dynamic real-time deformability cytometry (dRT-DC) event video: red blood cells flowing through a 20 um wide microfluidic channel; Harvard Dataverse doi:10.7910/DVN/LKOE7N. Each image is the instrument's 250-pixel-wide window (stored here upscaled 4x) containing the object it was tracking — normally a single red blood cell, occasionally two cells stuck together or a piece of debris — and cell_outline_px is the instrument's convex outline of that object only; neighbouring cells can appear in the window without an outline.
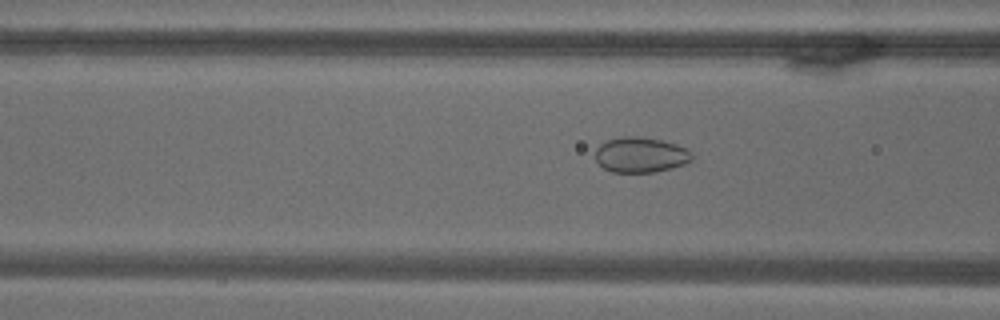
{"species": "common noctule bat (a hibernating species)", "species_latin": "Nyctalus noctula", "temperature_condition": "warm", "stored_images_in_passage": 55, "camera_frame_rate_fps": 3000, "um_per_image_px": 0.085, "animal": {"sex": "male", "body_mass_g": 18.8}, "frame": {"image": 1, "passage_image": 12, "time_ms": 3.667, "image_size_px": [1000, 320], "cell_outline_px": [[692, 160], [684, 164], [672, 168], [656, 172], [612, 172], [604, 168], [596, 160], [596, 148], [604, 140], [624, 136], [636, 136], [660, 140], [676, 144], [692, 152]], "centroid_in_image_um": [54.44, 13.16], "position_along_channel_um": 112.2, "area_um2": 19.88}}
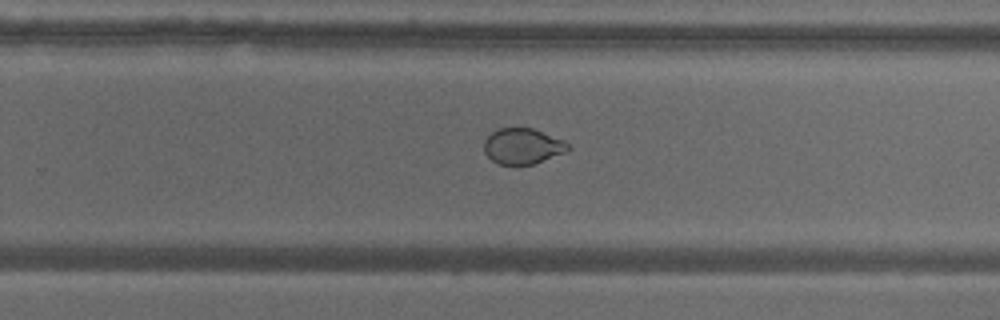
{"frame": {"image": 2, "passage_image": 30, "time_ms": 9.667, "image_size_px": [1000, 320], "cell_outline_px": [[572, 148], [564, 152], [532, 164], [496, 164], [484, 152], [484, 140], [492, 132], [500, 128], [532, 128], [564, 140]], "centroid_in_image_um": [44.4, 12.42], "position_along_channel_um": 285.4, "area_um2": 17.28}}
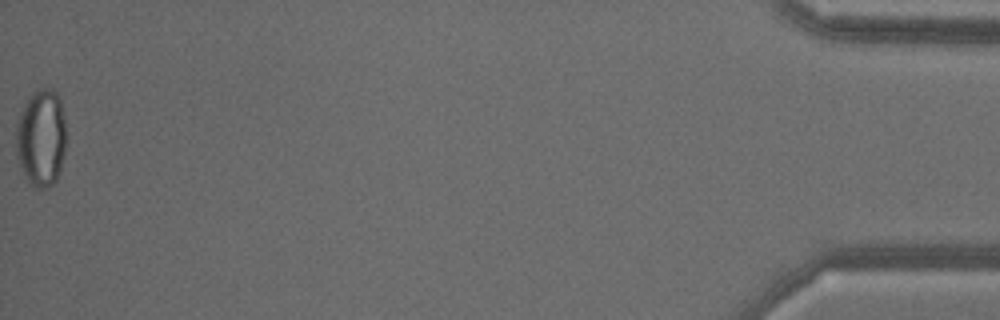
{"frame": {"image": 3, "passage_image": 55, "time_ms": 18.0, "image_size_px": [1000, 320], "cell_outline_px": [[64, 152], [60, 168], [56, 180], [48, 188], [36, 188], [28, 184], [16, 156], [16, 120], [28, 96], [32, 92], [40, 88], [52, 88], [56, 92], [60, 100], [64, 116]], "centroid_in_image_um": [3.46, 11.71], "position_along_channel_um": 431.7, "area_um2": 28.67}}